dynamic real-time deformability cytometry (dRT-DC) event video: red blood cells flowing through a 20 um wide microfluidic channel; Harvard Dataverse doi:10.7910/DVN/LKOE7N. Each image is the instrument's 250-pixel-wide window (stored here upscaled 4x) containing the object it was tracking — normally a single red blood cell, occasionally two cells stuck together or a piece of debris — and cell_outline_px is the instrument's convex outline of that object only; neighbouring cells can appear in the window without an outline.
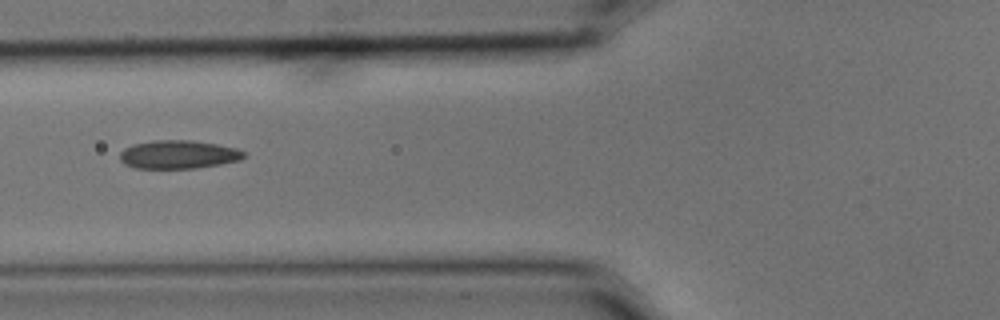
{"species": "common noctule bat (a hibernating species)", "species_latin": "Nyctalus noctula", "temperature_condition": "cold", "stored_images_in_passage": 10, "camera_frame_rate_fps": 3000, "um_per_image_px": 0.085, "animal": {"sex": "male", "body_mass_g": 15.6}, "frame": {"image": 1, "passage_image": 6, "time_ms": 1.667, "image_size_px": [1000, 320], "cell_outline_px": [[248, 156], [240, 160], [220, 164], [196, 168], [136, 168], [124, 164], [120, 160], [120, 152], [124, 148], [132, 144], [152, 140], [192, 140], [216, 144], [236, 148], [244, 152]], "centroid_in_image_um": [15.16, 13.13], "position_along_channel_um": 110.6, "area_um2": 20.63}}
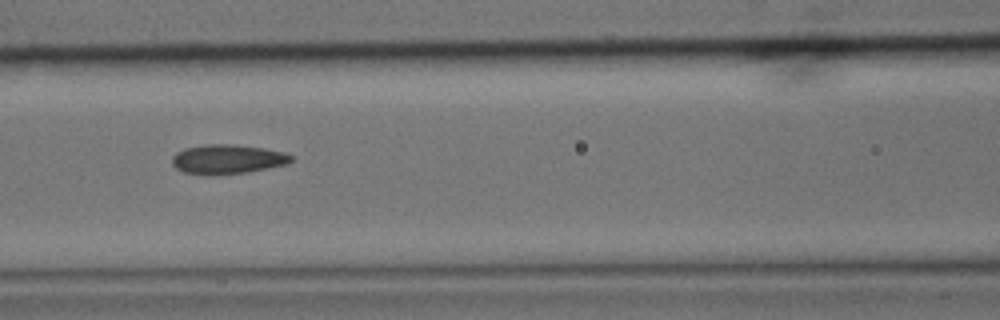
{"frame": {"image": 2, "passage_image": 7, "time_ms": 2.0, "image_size_px": [1000, 320], "cell_outline_px": [[292, 160], [288, 164], [248, 172], [212, 176], [180, 172], [172, 164], [172, 156], [176, 152], [184, 148], [204, 144], [232, 144], [264, 148], [284, 152], [292, 156]], "centroid_in_image_um": [19.29, 13.54], "position_along_channel_um": 147.3, "area_um2": 20.75}}